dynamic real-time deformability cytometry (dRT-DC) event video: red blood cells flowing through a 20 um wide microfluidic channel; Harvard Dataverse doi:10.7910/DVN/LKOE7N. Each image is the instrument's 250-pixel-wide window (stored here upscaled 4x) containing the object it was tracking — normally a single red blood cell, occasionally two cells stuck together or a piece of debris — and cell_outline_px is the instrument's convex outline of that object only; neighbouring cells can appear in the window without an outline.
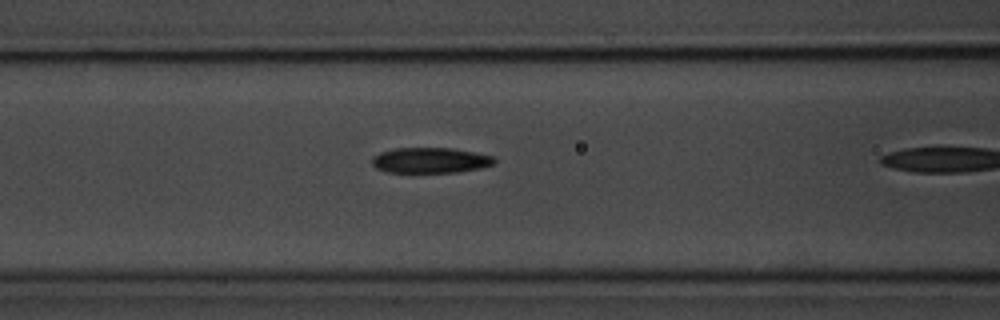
{"species": "common noctule bat (a hibernating species)", "species_latin": "Nyctalus noctula", "temperature_condition": "room temperature", "stored_images_in_passage": 4, "camera_frame_rate_fps": 3000, "um_per_image_px": 0.085, "animal": {"sex": "male", "body_mass_g": 20.1, "forearm_length_mm": 53.5}, "frame": {"image": 1, "passage_image": 3, "time_ms": 0.667, "image_size_px": [1000, 320], "cell_outline_px": [[496, 160], [492, 164], [480, 168], [456, 172], [388, 172], [376, 168], [372, 164], [372, 156], [380, 152], [396, 148], [452, 148], [492, 156]], "centroid_in_image_um": [36.53, 13.62], "position_along_channel_um": 130.1, "area_um2": 17.98}}